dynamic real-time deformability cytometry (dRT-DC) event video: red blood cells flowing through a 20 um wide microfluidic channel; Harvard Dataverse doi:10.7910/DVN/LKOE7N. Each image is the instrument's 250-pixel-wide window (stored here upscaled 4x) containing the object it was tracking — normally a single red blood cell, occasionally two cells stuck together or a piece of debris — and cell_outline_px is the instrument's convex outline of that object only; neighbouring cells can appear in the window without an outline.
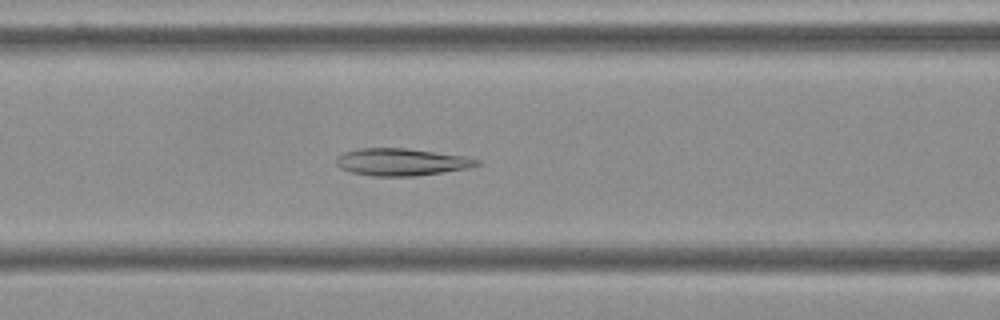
{"species": "Egyptian fruit bat (a non-hibernating species)", "species_latin": "Rousettus aegyptiacus", "temperature_condition": "cold", "stored_images_in_passage": 55, "camera_frame_rate_fps": 3000, "um_per_image_px": 0.085, "frame": {"image": 1, "passage_image": 22, "time_ms": 7.0, "image_size_px": [1000, 320], "cell_outline_px": [[480, 164], [468, 168], [416, 176], [372, 176], [352, 172], [340, 168], [336, 164], [336, 156], [344, 152], [356, 148], [408, 148], [468, 156], [480, 160]], "centroid_in_image_um": [34.12, 13.76], "position_along_channel_um": 132.5, "area_um2": 22.54}}
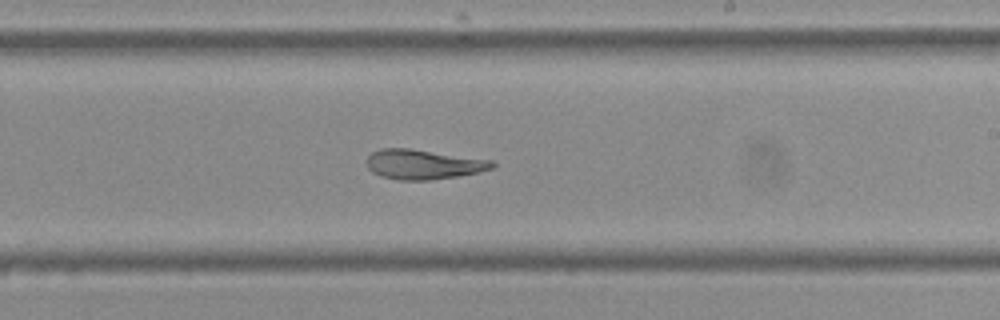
{"frame": {"image": 2, "passage_image": 32, "time_ms": 10.333, "image_size_px": [1000, 320], "cell_outline_px": [[496, 168], [480, 172], [456, 176], [428, 180], [396, 180], [380, 176], [372, 172], [368, 168], [368, 156], [372, 152], [380, 148], [408, 148], [492, 160], [496, 164]], "centroid_in_image_um": [35.99, 13.97], "position_along_channel_um": 253.0, "area_um2": 21.79}}
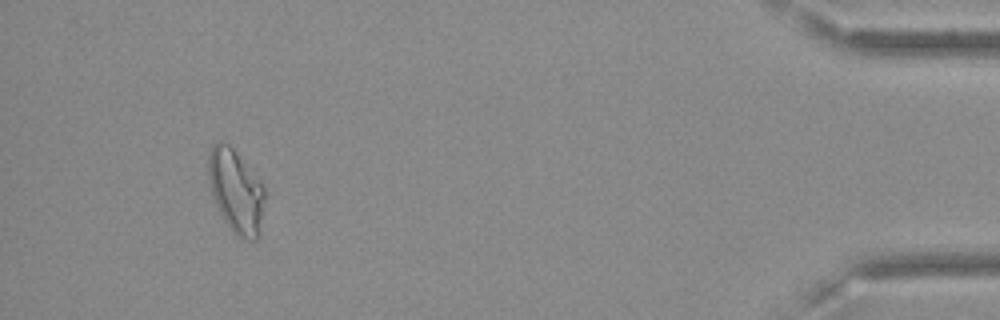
{"frame": {"image": 3, "passage_image": 51, "time_ms": 16.667, "image_size_px": [1000, 320], "cell_outline_px": [[264, 200], [256, 240], [244, 240], [236, 236], [232, 232], [224, 220], [212, 196], [208, 180], [208, 152], [212, 144], [216, 140], [220, 140], [228, 144], [232, 148], [264, 184]], "centroid_in_image_um": [20.01, 16.21], "position_along_channel_um": 415.2, "area_um2": 27.34}, "authors_computed_cell_mechanics": {"area_um2": 24.6228, "velocity_mm_per_s": 3.6202, "shape_relaxation_time_tau1_ms": null, "shape_relaxation_time_tau2_ms": 4.4638, "deformation_change_tau1": null, "deformation_change_tau2": 0.113}}